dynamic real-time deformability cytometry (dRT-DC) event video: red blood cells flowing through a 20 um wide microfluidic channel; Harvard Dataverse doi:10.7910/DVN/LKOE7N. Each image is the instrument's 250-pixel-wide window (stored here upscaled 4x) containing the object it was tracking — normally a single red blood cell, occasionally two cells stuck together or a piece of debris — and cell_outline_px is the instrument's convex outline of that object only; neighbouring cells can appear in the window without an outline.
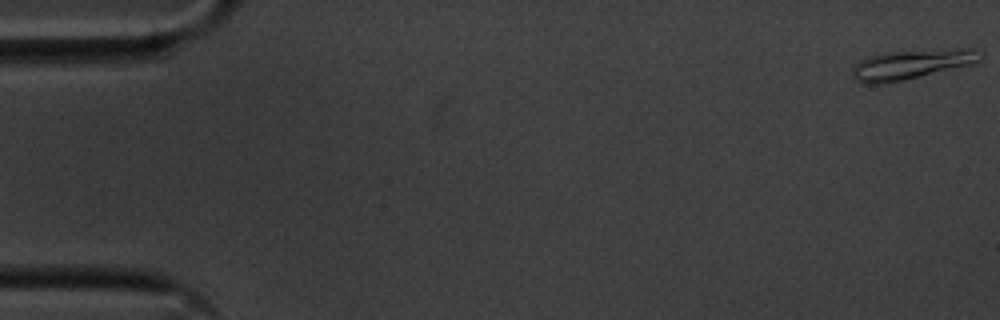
{"species": "common noctule bat (a hibernating species)", "species_latin": "Nyctalus noctula", "temperature_condition": "cold", "stored_images_in_passage": 56, "camera_frame_rate_fps": 3000, "um_per_image_px": 0.085, "animal": {"sex": "male", "body_mass_g": 20.1, "forearm_length_mm": 53.5}, "frame": {"image": 1, "passage_image": 1, "time_ms": 0.0, "image_size_px": [1000, 320], "cell_outline_px": [[984, 56], [980, 60], [972, 64], [904, 80], [880, 84], [868, 84], [856, 80], [852, 76], [852, 68], [860, 60], [868, 56], [884, 52], [964, 48], [976, 48]], "centroid_in_image_um": [77.48, 5.46], "position_along_channel_um": 7.5, "area_um2": 22.14}}
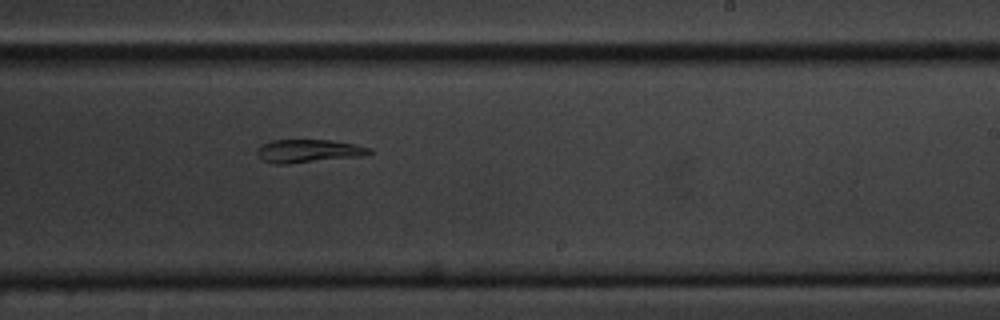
{"frame": {"image": 2, "passage_image": 34, "time_ms": 11.0, "image_size_px": [1000, 320], "cell_outline_px": [[372, 152], [364, 156], [288, 164], [276, 164], [264, 160], [256, 156], [256, 148], [260, 144], [272, 140], [332, 140], [372, 148]], "centroid_in_image_um": [26.18, 12.84], "position_along_channel_um": 262.8, "area_um2": 15.32}}
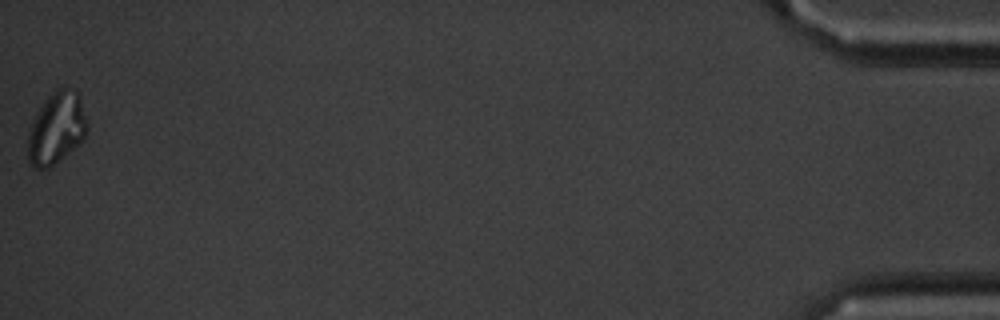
{"frame": {"image": 3, "passage_image": 56, "time_ms": 18.333, "image_size_px": [1000, 320], "cell_outline_px": [[88, 128], [84, 140], [80, 144], [48, 168], [36, 168], [28, 164], [28, 132], [36, 112], [44, 100], [56, 88], [76, 88], [80, 96], [88, 124]], "centroid_in_image_um": [4.81, 10.87], "position_along_channel_um": 430.4, "area_um2": 25.14}}